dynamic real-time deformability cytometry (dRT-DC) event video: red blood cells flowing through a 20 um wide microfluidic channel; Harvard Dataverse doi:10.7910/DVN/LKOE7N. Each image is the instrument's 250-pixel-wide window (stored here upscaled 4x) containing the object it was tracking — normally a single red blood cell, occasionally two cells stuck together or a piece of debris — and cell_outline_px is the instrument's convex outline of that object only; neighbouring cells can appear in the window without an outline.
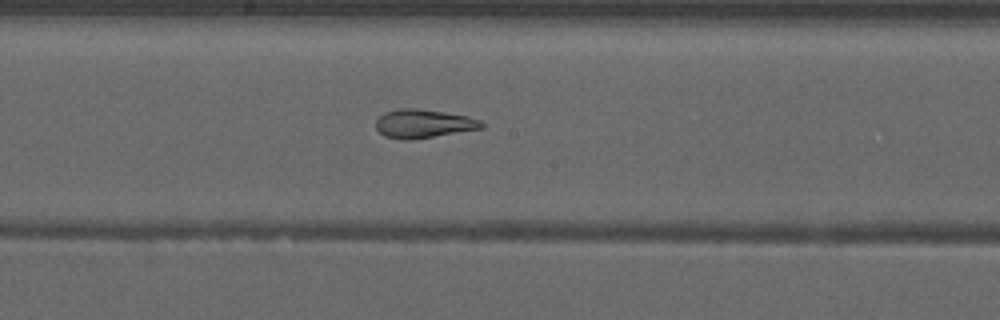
{"species": "common noctule bat (a hibernating species)", "species_latin": "Nyctalus noctula", "temperature_condition": "warm", "stored_images_in_passage": 52, "camera_frame_rate_fps": 3000, "um_per_image_px": 0.085, "animal": {"sex": "male", "forearm_length_mm": 52.5}, "frame": {"image": 1, "passage_image": 28, "time_ms": 9.0, "image_size_px": [1000, 320], "cell_outline_px": [[484, 128], [412, 140], [404, 140], [384, 136], [376, 128], [376, 120], [384, 112], [400, 108], [420, 108], [468, 116], [480, 120], [484, 124]], "centroid_in_image_um": [35.99, 10.51], "position_along_channel_um": 212.2, "area_um2": 17.74}}
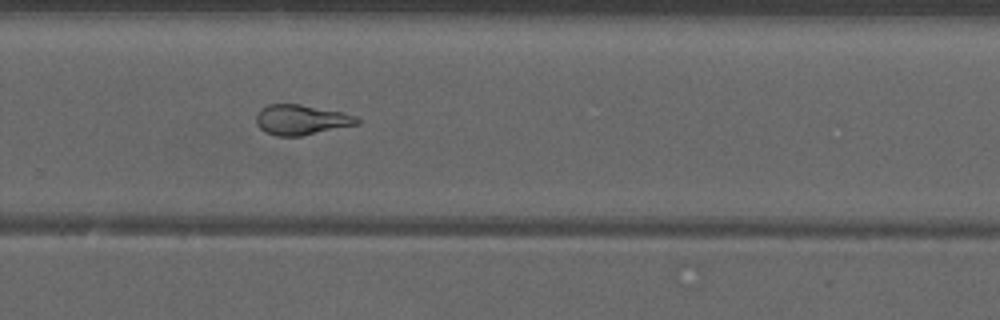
{"frame": {"image": 2, "passage_image": 35, "time_ms": 11.333, "image_size_px": [1000, 320], "cell_outline_px": [[360, 124], [300, 136], [276, 136], [264, 132], [256, 124], [256, 116], [260, 108], [268, 104], [300, 104], [344, 112], [356, 116], [360, 120]], "centroid_in_image_um": [25.61, 10.18], "position_along_channel_um": 304.2, "area_um2": 17.92}}
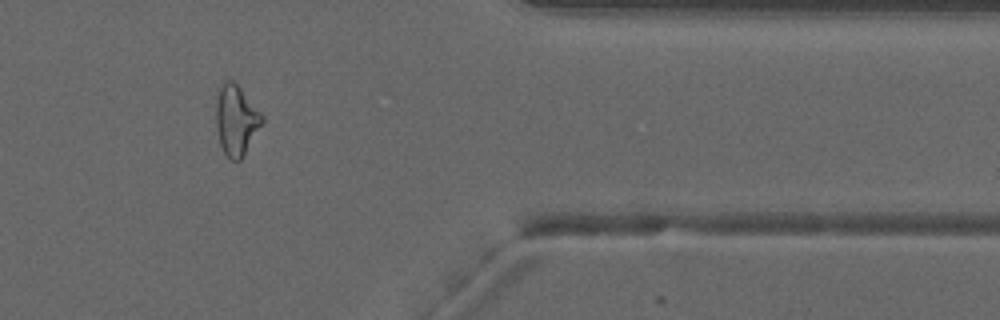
{"frame": {"image": 3, "passage_image": 43, "time_ms": 14.0, "image_size_px": [1000, 320], "cell_outline_px": [[264, 120], [240, 160], [232, 160], [224, 152], [220, 144], [216, 124], [216, 92], [224, 80], [232, 80], [240, 88], [264, 116]], "centroid_in_image_um": [20.05, 10.17], "position_along_channel_um": 391.4, "area_um2": 18.55}, "authors_computed_cell_mechanics": {"area_um2": 21.2993, "velocity_mm_per_s": 3.9617, "shape_relaxation_time_tau1_ms": null, "shape_relaxation_time_tau2_ms": 1.9516, "deformation_change_tau1": null, "deformation_change_tau2": 0.0923}}